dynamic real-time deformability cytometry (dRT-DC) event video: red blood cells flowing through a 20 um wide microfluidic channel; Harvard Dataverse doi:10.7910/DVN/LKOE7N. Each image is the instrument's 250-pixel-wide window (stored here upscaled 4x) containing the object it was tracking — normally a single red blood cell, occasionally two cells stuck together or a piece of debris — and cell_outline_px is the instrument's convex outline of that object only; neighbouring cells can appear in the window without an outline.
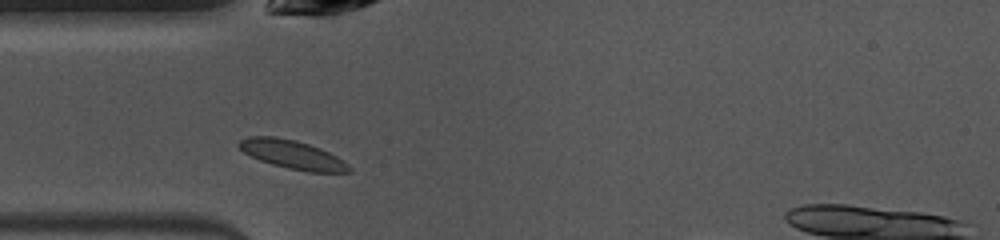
{"species": "common noctule bat (a hibernating species)", "species_latin": "Nyctalus noctula", "temperature_condition": "warm", "stored_images_in_passage": 38, "camera_frame_rate_fps": 3000, "um_per_image_px": 0.085, "animal": {"sex": "female", "body_mass_g": 10.0, "forearm_length_mm": 53.1}, "frame": {"image": 1, "passage_image": 2, "time_ms": 0.333, "image_size_px": [1000, 240], "cell_outline_px": [[352, 172], [308, 172], [288, 168], [272, 164], [260, 160], [244, 152], [236, 144], [240, 140], [248, 136], [276, 136], [296, 140], [320, 148], [344, 160], [352, 168]], "centroid_in_image_um": [24.87, 13.13], "position_along_channel_um": 60.1, "area_um2": 18.38}}
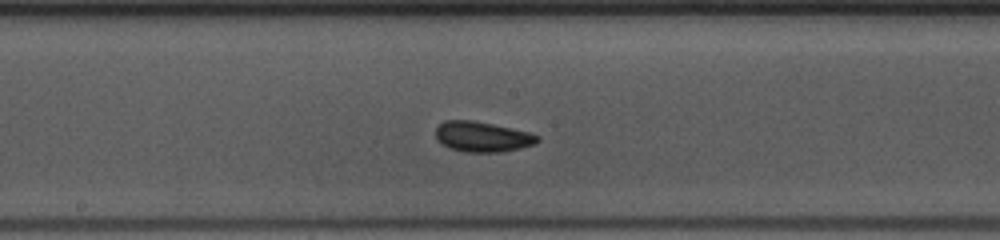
{"frame": {"image": 2, "passage_image": 13, "time_ms": 4.0, "image_size_px": [1000, 240], "cell_outline_px": [[540, 140], [536, 144], [520, 148], [500, 152], [464, 152], [448, 148], [440, 144], [436, 140], [436, 128], [444, 120], [472, 120], [532, 132], [540, 136]], "centroid_in_image_um": [41.0, 11.63], "position_along_channel_um": 207.2, "area_um2": 18.26}}
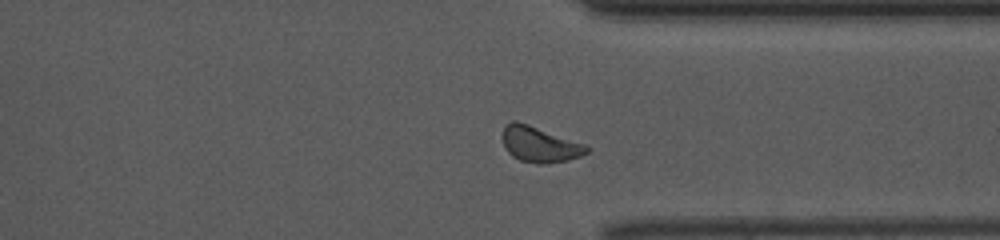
{"frame": {"image": 3, "passage_image": 25, "time_ms": 8.0, "image_size_px": [1000, 240], "cell_outline_px": [[588, 152], [580, 156], [568, 160], [548, 164], [536, 164], [520, 160], [512, 156], [508, 152], [500, 136], [504, 124], [512, 120], [516, 120], [528, 124], [584, 144], [588, 148]], "centroid_in_image_um": [45.8, 12.27], "position_along_channel_um": 365.6, "area_um2": 17.57}, "authors_computed_cell_mechanics": {"area_um2": 17.2244, "velocity_mm_per_s": 3.9947, "shape_relaxation_time_tau1_ms": 1.6551, "shape_relaxation_time_tau2_ms": null, "deformation_change_tau1": 0.0829, "deformation_change_tau2": null}}